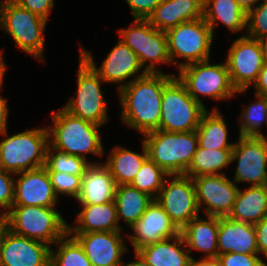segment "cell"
<instances>
[{
	"label": "cell",
	"instance_id": "6da1fadb",
	"mask_svg": "<svg viewBox=\"0 0 267 266\" xmlns=\"http://www.w3.org/2000/svg\"><path fill=\"white\" fill-rule=\"evenodd\" d=\"M174 76L164 72L147 73L143 77L131 79L129 84L118 91L123 122L143 135L158 130L164 86Z\"/></svg>",
	"mask_w": 267,
	"mask_h": 266
},
{
	"label": "cell",
	"instance_id": "7a4b0ae2",
	"mask_svg": "<svg viewBox=\"0 0 267 266\" xmlns=\"http://www.w3.org/2000/svg\"><path fill=\"white\" fill-rule=\"evenodd\" d=\"M51 115L53 125L47 129L52 148L85 160H88L87 153L98 156L104 154L99 125L75 117L63 108L56 112L53 110Z\"/></svg>",
	"mask_w": 267,
	"mask_h": 266
},
{
	"label": "cell",
	"instance_id": "3957f363",
	"mask_svg": "<svg viewBox=\"0 0 267 266\" xmlns=\"http://www.w3.org/2000/svg\"><path fill=\"white\" fill-rule=\"evenodd\" d=\"M1 218L13 233L49 246L68 233L69 224L55 207L13 205Z\"/></svg>",
	"mask_w": 267,
	"mask_h": 266
},
{
	"label": "cell",
	"instance_id": "277c9868",
	"mask_svg": "<svg viewBox=\"0 0 267 266\" xmlns=\"http://www.w3.org/2000/svg\"><path fill=\"white\" fill-rule=\"evenodd\" d=\"M148 158L167 174H185L198 147L197 132L155 130L144 134Z\"/></svg>",
	"mask_w": 267,
	"mask_h": 266
},
{
	"label": "cell",
	"instance_id": "5b68a950",
	"mask_svg": "<svg viewBox=\"0 0 267 266\" xmlns=\"http://www.w3.org/2000/svg\"><path fill=\"white\" fill-rule=\"evenodd\" d=\"M8 130L0 133V167L13 174L34 170L45 165L49 132L45 128L26 130L9 136Z\"/></svg>",
	"mask_w": 267,
	"mask_h": 266
},
{
	"label": "cell",
	"instance_id": "8992f818",
	"mask_svg": "<svg viewBox=\"0 0 267 266\" xmlns=\"http://www.w3.org/2000/svg\"><path fill=\"white\" fill-rule=\"evenodd\" d=\"M47 20L21 7L14 0H0V27L24 52L44 61V30Z\"/></svg>",
	"mask_w": 267,
	"mask_h": 266
},
{
	"label": "cell",
	"instance_id": "52a82bcc",
	"mask_svg": "<svg viewBox=\"0 0 267 266\" xmlns=\"http://www.w3.org/2000/svg\"><path fill=\"white\" fill-rule=\"evenodd\" d=\"M205 105L195 101L176 75L164 86L161 99V120L158 130L167 132L195 131Z\"/></svg>",
	"mask_w": 267,
	"mask_h": 266
},
{
	"label": "cell",
	"instance_id": "ba28073f",
	"mask_svg": "<svg viewBox=\"0 0 267 266\" xmlns=\"http://www.w3.org/2000/svg\"><path fill=\"white\" fill-rule=\"evenodd\" d=\"M165 33L171 64H176L178 70L191 63L209 60L214 37L204 18L180 23ZM177 58L185 61L177 63Z\"/></svg>",
	"mask_w": 267,
	"mask_h": 266
},
{
	"label": "cell",
	"instance_id": "9c48e42d",
	"mask_svg": "<svg viewBox=\"0 0 267 266\" xmlns=\"http://www.w3.org/2000/svg\"><path fill=\"white\" fill-rule=\"evenodd\" d=\"M178 73L177 76L185 85L188 94L203 105L199 95L221 101L247 91L233 87L225 62L213 65L210 60L191 63L180 68Z\"/></svg>",
	"mask_w": 267,
	"mask_h": 266
},
{
	"label": "cell",
	"instance_id": "30bf717a",
	"mask_svg": "<svg viewBox=\"0 0 267 266\" xmlns=\"http://www.w3.org/2000/svg\"><path fill=\"white\" fill-rule=\"evenodd\" d=\"M79 58L76 98H71L62 108L75 117L102 126L109 120L101 89V83L105 82L81 56Z\"/></svg>",
	"mask_w": 267,
	"mask_h": 266
},
{
	"label": "cell",
	"instance_id": "8fae6325",
	"mask_svg": "<svg viewBox=\"0 0 267 266\" xmlns=\"http://www.w3.org/2000/svg\"><path fill=\"white\" fill-rule=\"evenodd\" d=\"M118 32L120 40L138 56L147 73H162L157 64L171 63L166 33L153 27L148 20L134 19L131 27Z\"/></svg>",
	"mask_w": 267,
	"mask_h": 266
},
{
	"label": "cell",
	"instance_id": "7c38bea8",
	"mask_svg": "<svg viewBox=\"0 0 267 266\" xmlns=\"http://www.w3.org/2000/svg\"><path fill=\"white\" fill-rule=\"evenodd\" d=\"M155 200L181 230L199 216L196 191L191 177L184 174L168 175ZM169 181V182H168Z\"/></svg>",
	"mask_w": 267,
	"mask_h": 266
},
{
	"label": "cell",
	"instance_id": "4fadbf2b",
	"mask_svg": "<svg viewBox=\"0 0 267 266\" xmlns=\"http://www.w3.org/2000/svg\"><path fill=\"white\" fill-rule=\"evenodd\" d=\"M230 80L236 90H248L261 71L264 61L258 39L243 35L236 39L225 61Z\"/></svg>",
	"mask_w": 267,
	"mask_h": 266
},
{
	"label": "cell",
	"instance_id": "5bb4252c",
	"mask_svg": "<svg viewBox=\"0 0 267 266\" xmlns=\"http://www.w3.org/2000/svg\"><path fill=\"white\" fill-rule=\"evenodd\" d=\"M79 56L94 69L104 82L119 83L117 91L129 84L130 81H127V79H131L133 76H135L134 79H137L147 74L145 69L141 66L138 56L120 39L109 52L100 67H97L95 64L91 53L86 49L84 50L81 46ZM141 69L142 71L139 73Z\"/></svg>",
	"mask_w": 267,
	"mask_h": 266
},
{
	"label": "cell",
	"instance_id": "9a60e30c",
	"mask_svg": "<svg viewBox=\"0 0 267 266\" xmlns=\"http://www.w3.org/2000/svg\"><path fill=\"white\" fill-rule=\"evenodd\" d=\"M237 161L233 181L250 186L267 185V142L259 137L239 135L231 153V163Z\"/></svg>",
	"mask_w": 267,
	"mask_h": 266
},
{
	"label": "cell",
	"instance_id": "2e32d148",
	"mask_svg": "<svg viewBox=\"0 0 267 266\" xmlns=\"http://www.w3.org/2000/svg\"><path fill=\"white\" fill-rule=\"evenodd\" d=\"M199 210L210 216H228L232 211L239 188L225 174L201 175L192 178Z\"/></svg>",
	"mask_w": 267,
	"mask_h": 266
},
{
	"label": "cell",
	"instance_id": "e0dca14e",
	"mask_svg": "<svg viewBox=\"0 0 267 266\" xmlns=\"http://www.w3.org/2000/svg\"><path fill=\"white\" fill-rule=\"evenodd\" d=\"M130 228L134 234L127 236L135 252L146 245L180 234V229L155 199Z\"/></svg>",
	"mask_w": 267,
	"mask_h": 266
},
{
	"label": "cell",
	"instance_id": "ac0fdd59",
	"mask_svg": "<svg viewBox=\"0 0 267 266\" xmlns=\"http://www.w3.org/2000/svg\"><path fill=\"white\" fill-rule=\"evenodd\" d=\"M13 205L56 207L58 197L53 190L50 175L43 166L14 174Z\"/></svg>",
	"mask_w": 267,
	"mask_h": 266
},
{
	"label": "cell",
	"instance_id": "d6986e66",
	"mask_svg": "<svg viewBox=\"0 0 267 266\" xmlns=\"http://www.w3.org/2000/svg\"><path fill=\"white\" fill-rule=\"evenodd\" d=\"M121 231L69 233L83 247L92 266H120L127 251Z\"/></svg>",
	"mask_w": 267,
	"mask_h": 266
},
{
	"label": "cell",
	"instance_id": "ffe728a7",
	"mask_svg": "<svg viewBox=\"0 0 267 266\" xmlns=\"http://www.w3.org/2000/svg\"><path fill=\"white\" fill-rule=\"evenodd\" d=\"M51 246L8 231L0 266H50Z\"/></svg>",
	"mask_w": 267,
	"mask_h": 266
},
{
	"label": "cell",
	"instance_id": "44dd1931",
	"mask_svg": "<svg viewBox=\"0 0 267 266\" xmlns=\"http://www.w3.org/2000/svg\"><path fill=\"white\" fill-rule=\"evenodd\" d=\"M218 255L230 252L259 254L254 225L218 217Z\"/></svg>",
	"mask_w": 267,
	"mask_h": 266
},
{
	"label": "cell",
	"instance_id": "7402d4cb",
	"mask_svg": "<svg viewBox=\"0 0 267 266\" xmlns=\"http://www.w3.org/2000/svg\"><path fill=\"white\" fill-rule=\"evenodd\" d=\"M117 184L103 163L90 164L81 179L76 200L81 205H97L114 201Z\"/></svg>",
	"mask_w": 267,
	"mask_h": 266
},
{
	"label": "cell",
	"instance_id": "603a6c76",
	"mask_svg": "<svg viewBox=\"0 0 267 266\" xmlns=\"http://www.w3.org/2000/svg\"><path fill=\"white\" fill-rule=\"evenodd\" d=\"M203 5L204 0H163L147 20L166 32L180 23L203 18Z\"/></svg>",
	"mask_w": 267,
	"mask_h": 266
},
{
	"label": "cell",
	"instance_id": "cb8c5ba5",
	"mask_svg": "<svg viewBox=\"0 0 267 266\" xmlns=\"http://www.w3.org/2000/svg\"><path fill=\"white\" fill-rule=\"evenodd\" d=\"M207 220L197 216L185 225L180 233L190 253L204 252V258L218 257V216L206 215Z\"/></svg>",
	"mask_w": 267,
	"mask_h": 266
},
{
	"label": "cell",
	"instance_id": "d4e9b609",
	"mask_svg": "<svg viewBox=\"0 0 267 266\" xmlns=\"http://www.w3.org/2000/svg\"><path fill=\"white\" fill-rule=\"evenodd\" d=\"M74 225H68V233L113 232L121 231L118 224L115 201L97 205H81Z\"/></svg>",
	"mask_w": 267,
	"mask_h": 266
},
{
	"label": "cell",
	"instance_id": "484cf974",
	"mask_svg": "<svg viewBox=\"0 0 267 266\" xmlns=\"http://www.w3.org/2000/svg\"><path fill=\"white\" fill-rule=\"evenodd\" d=\"M136 252L148 266H188L192 257L181 233L175 237L146 245Z\"/></svg>",
	"mask_w": 267,
	"mask_h": 266
},
{
	"label": "cell",
	"instance_id": "4316f807",
	"mask_svg": "<svg viewBox=\"0 0 267 266\" xmlns=\"http://www.w3.org/2000/svg\"><path fill=\"white\" fill-rule=\"evenodd\" d=\"M265 215H267V185H262L250 186L244 191L239 189L228 217L254 225Z\"/></svg>",
	"mask_w": 267,
	"mask_h": 266
},
{
	"label": "cell",
	"instance_id": "83f0119b",
	"mask_svg": "<svg viewBox=\"0 0 267 266\" xmlns=\"http://www.w3.org/2000/svg\"><path fill=\"white\" fill-rule=\"evenodd\" d=\"M203 18L213 35L218 21L233 33L247 30V14L235 0H204Z\"/></svg>",
	"mask_w": 267,
	"mask_h": 266
},
{
	"label": "cell",
	"instance_id": "f1b7e54d",
	"mask_svg": "<svg viewBox=\"0 0 267 266\" xmlns=\"http://www.w3.org/2000/svg\"><path fill=\"white\" fill-rule=\"evenodd\" d=\"M143 153H136L121 146L114 147L103 163L113 176L117 186L130 184L144 161L148 158L145 143L142 141Z\"/></svg>",
	"mask_w": 267,
	"mask_h": 266
},
{
	"label": "cell",
	"instance_id": "f546056e",
	"mask_svg": "<svg viewBox=\"0 0 267 266\" xmlns=\"http://www.w3.org/2000/svg\"><path fill=\"white\" fill-rule=\"evenodd\" d=\"M215 107L203 114L198 128V145L204 149H233L235 143L228 142V127L225 119Z\"/></svg>",
	"mask_w": 267,
	"mask_h": 266
},
{
	"label": "cell",
	"instance_id": "4dcf8cb0",
	"mask_svg": "<svg viewBox=\"0 0 267 266\" xmlns=\"http://www.w3.org/2000/svg\"><path fill=\"white\" fill-rule=\"evenodd\" d=\"M154 198L131 185H118L115 194L117 218L131 227L143 215Z\"/></svg>",
	"mask_w": 267,
	"mask_h": 266
},
{
	"label": "cell",
	"instance_id": "1f68e13d",
	"mask_svg": "<svg viewBox=\"0 0 267 266\" xmlns=\"http://www.w3.org/2000/svg\"><path fill=\"white\" fill-rule=\"evenodd\" d=\"M233 149H204L198 145L193 159L184 175L191 178L201 175H220L231 164Z\"/></svg>",
	"mask_w": 267,
	"mask_h": 266
},
{
	"label": "cell",
	"instance_id": "d6a6232c",
	"mask_svg": "<svg viewBox=\"0 0 267 266\" xmlns=\"http://www.w3.org/2000/svg\"><path fill=\"white\" fill-rule=\"evenodd\" d=\"M54 245L60 247L56 251L51 247L50 266H92L83 247L69 233Z\"/></svg>",
	"mask_w": 267,
	"mask_h": 266
},
{
	"label": "cell",
	"instance_id": "836d02e7",
	"mask_svg": "<svg viewBox=\"0 0 267 266\" xmlns=\"http://www.w3.org/2000/svg\"><path fill=\"white\" fill-rule=\"evenodd\" d=\"M256 100L243 109L239 121V134L244 137H259L262 125L267 124V100L255 94Z\"/></svg>",
	"mask_w": 267,
	"mask_h": 266
},
{
	"label": "cell",
	"instance_id": "e575fe53",
	"mask_svg": "<svg viewBox=\"0 0 267 266\" xmlns=\"http://www.w3.org/2000/svg\"><path fill=\"white\" fill-rule=\"evenodd\" d=\"M98 163L99 162H89L82 157L60 152L48 145L44 167L47 171L64 172L79 176L82 179L88 166Z\"/></svg>",
	"mask_w": 267,
	"mask_h": 266
},
{
	"label": "cell",
	"instance_id": "d590c367",
	"mask_svg": "<svg viewBox=\"0 0 267 266\" xmlns=\"http://www.w3.org/2000/svg\"><path fill=\"white\" fill-rule=\"evenodd\" d=\"M168 175L154 161L147 158L129 185L155 199Z\"/></svg>",
	"mask_w": 267,
	"mask_h": 266
},
{
	"label": "cell",
	"instance_id": "8d00e7d4",
	"mask_svg": "<svg viewBox=\"0 0 267 266\" xmlns=\"http://www.w3.org/2000/svg\"><path fill=\"white\" fill-rule=\"evenodd\" d=\"M48 173L57 197L60 194L71 196L74 199L78 197L81 190V178L79 176L57 171H48Z\"/></svg>",
	"mask_w": 267,
	"mask_h": 266
},
{
	"label": "cell",
	"instance_id": "74e56055",
	"mask_svg": "<svg viewBox=\"0 0 267 266\" xmlns=\"http://www.w3.org/2000/svg\"><path fill=\"white\" fill-rule=\"evenodd\" d=\"M247 14V36L259 39L267 35V0H262Z\"/></svg>",
	"mask_w": 267,
	"mask_h": 266
},
{
	"label": "cell",
	"instance_id": "f35d334b",
	"mask_svg": "<svg viewBox=\"0 0 267 266\" xmlns=\"http://www.w3.org/2000/svg\"><path fill=\"white\" fill-rule=\"evenodd\" d=\"M14 175L0 167V216L2 217L14 202Z\"/></svg>",
	"mask_w": 267,
	"mask_h": 266
},
{
	"label": "cell",
	"instance_id": "ab89813d",
	"mask_svg": "<svg viewBox=\"0 0 267 266\" xmlns=\"http://www.w3.org/2000/svg\"><path fill=\"white\" fill-rule=\"evenodd\" d=\"M221 266H267L259 254L226 253L217 257Z\"/></svg>",
	"mask_w": 267,
	"mask_h": 266
},
{
	"label": "cell",
	"instance_id": "60d3db41",
	"mask_svg": "<svg viewBox=\"0 0 267 266\" xmlns=\"http://www.w3.org/2000/svg\"><path fill=\"white\" fill-rule=\"evenodd\" d=\"M130 7L133 19L147 20L163 0H125Z\"/></svg>",
	"mask_w": 267,
	"mask_h": 266
},
{
	"label": "cell",
	"instance_id": "b9f144b4",
	"mask_svg": "<svg viewBox=\"0 0 267 266\" xmlns=\"http://www.w3.org/2000/svg\"><path fill=\"white\" fill-rule=\"evenodd\" d=\"M21 7L30 10L34 14L48 20L49 13L54 7L55 0H14Z\"/></svg>",
	"mask_w": 267,
	"mask_h": 266
},
{
	"label": "cell",
	"instance_id": "7bdbcfd3",
	"mask_svg": "<svg viewBox=\"0 0 267 266\" xmlns=\"http://www.w3.org/2000/svg\"><path fill=\"white\" fill-rule=\"evenodd\" d=\"M254 230L259 254H263L267 259V215H265L258 223L254 224Z\"/></svg>",
	"mask_w": 267,
	"mask_h": 266
},
{
	"label": "cell",
	"instance_id": "ee69618b",
	"mask_svg": "<svg viewBox=\"0 0 267 266\" xmlns=\"http://www.w3.org/2000/svg\"><path fill=\"white\" fill-rule=\"evenodd\" d=\"M257 95L265 96L267 94V64H263L256 82L253 84Z\"/></svg>",
	"mask_w": 267,
	"mask_h": 266
},
{
	"label": "cell",
	"instance_id": "f6af8a7d",
	"mask_svg": "<svg viewBox=\"0 0 267 266\" xmlns=\"http://www.w3.org/2000/svg\"><path fill=\"white\" fill-rule=\"evenodd\" d=\"M7 99L2 98L0 96V133H2L5 130H8V113H9V108L7 107Z\"/></svg>",
	"mask_w": 267,
	"mask_h": 266
},
{
	"label": "cell",
	"instance_id": "bcb514c9",
	"mask_svg": "<svg viewBox=\"0 0 267 266\" xmlns=\"http://www.w3.org/2000/svg\"><path fill=\"white\" fill-rule=\"evenodd\" d=\"M188 266H221L217 258H200L196 260L191 257Z\"/></svg>",
	"mask_w": 267,
	"mask_h": 266
},
{
	"label": "cell",
	"instance_id": "7dc6e473",
	"mask_svg": "<svg viewBox=\"0 0 267 266\" xmlns=\"http://www.w3.org/2000/svg\"><path fill=\"white\" fill-rule=\"evenodd\" d=\"M235 1L246 12V14H248L251 10H253L258 5V2L261 0H235Z\"/></svg>",
	"mask_w": 267,
	"mask_h": 266
},
{
	"label": "cell",
	"instance_id": "c3c4849f",
	"mask_svg": "<svg viewBox=\"0 0 267 266\" xmlns=\"http://www.w3.org/2000/svg\"><path fill=\"white\" fill-rule=\"evenodd\" d=\"M9 231V227L7 223L1 218L0 219V258H1V252L3 249L4 241L6 238V234Z\"/></svg>",
	"mask_w": 267,
	"mask_h": 266
},
{
	"label": "cell",
	"instance_id": "681fc988",
	"mask_svg": "<svg viewBox=\"0 0 267 266\" xmlns=\"http://www.w3.org/2000/svg\"><path fill=\"white\" fill-rule=\"evenodd\" d=\"M135 261H132L130 263H123L120 266H148L147 263L143 260V258L137 253L135 252Z\"/></svg>",
	"mask_w": 267,
	"mask_h": 266
},
{
	"label": "cell",
	"instance_id": "f907efd6",
	"mask_svg": "<svg viewBox=\"0 0 267 266\" xmlns=\"http://www.w3.org/2000/svg\"><path fill=\"white\" fill-rule=\"evenodd\" d=\"M6 69H7V65L5 64V61L3 58V51H0V90L3 85Z\"/></svg>",
	"mask_w": 267,
	"mask_h": 266
},
{
	"label": "cell",
	"instance_id": "816d5d0a",
	"mask_svg": "<svg viewBox=\"0 0 267 266\" xmlns=\"http://www.w3.org/2000/svg\"><path fill=\"white\" fill-rule=\"evenodd\" d=\"M258 41L262 49L263 61L267 64V35L259 38Z\"/></svg>",
	"mask_w": 267,
	"mask_h": 266
},
{
	"label": "cell",
	"instance_id": "f5cc1de1",
	"mask_svg": "<svg viewBox=\"0 0 267 266\" xmlns=\"http://www.w3.org/2000/svg\"><path fill=\"white\" fill-rule=\"evenodd\" d=\"M266 125H267V124H266ZM259 138H261V139H263L264 141L267 142V135L265 136V134H261V135L259 136Z\"/></svg>",
	"mask_w": 267,
	"mask_h": 266
}]
</instances>
